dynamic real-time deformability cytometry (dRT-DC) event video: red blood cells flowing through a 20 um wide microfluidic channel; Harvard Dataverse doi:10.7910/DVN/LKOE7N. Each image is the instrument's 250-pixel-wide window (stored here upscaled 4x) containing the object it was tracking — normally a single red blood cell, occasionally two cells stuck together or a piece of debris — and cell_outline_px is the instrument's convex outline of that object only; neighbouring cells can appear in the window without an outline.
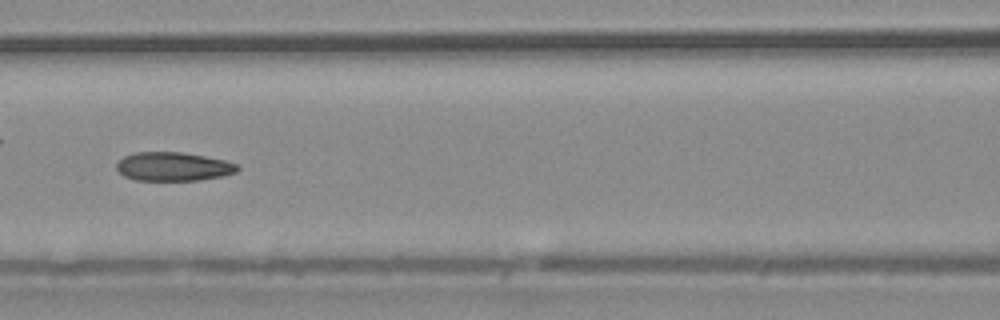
{"species": "common noctule bat (a hibernating species)", "species_latin": "Nyctalus noctula", "temperature_condition": "warm", "stored_images_in_passage": 54, "camera_frame_rate_fps": 3000, "um_per_image_px": 0.085, "animal": {"sex": "male", "body_mass_g": 20.4}, "frame": {"image": 1, "passage_image": 24, "time_ms": 7.667, "image_size_px": [1000, 320], "cell_outline_px": [[240, 168], [236, 172], [224, 176], [200, 180], [136, 180], [124, 176], [116, 168], [116, 164], [124, 156], [136, 152], [180, 152], [204, 156], [224, 160], [236, 164]], "centroid_in_image_um": [14.73, 14.16], "position_along_channel_um": 151.9, "area_um2": 20.17}, "authors_computed_cell_mechanics": {"area_um2": 21.0392, "velocity_mm_per_s": 3.7537, "shape_relaxation_time_tau1_ms": null, "shape_relaxation_time_tau2_ms": 4.0715, "deformation_change_tau1": null, "deformation_change_tau2": 0.0843}}